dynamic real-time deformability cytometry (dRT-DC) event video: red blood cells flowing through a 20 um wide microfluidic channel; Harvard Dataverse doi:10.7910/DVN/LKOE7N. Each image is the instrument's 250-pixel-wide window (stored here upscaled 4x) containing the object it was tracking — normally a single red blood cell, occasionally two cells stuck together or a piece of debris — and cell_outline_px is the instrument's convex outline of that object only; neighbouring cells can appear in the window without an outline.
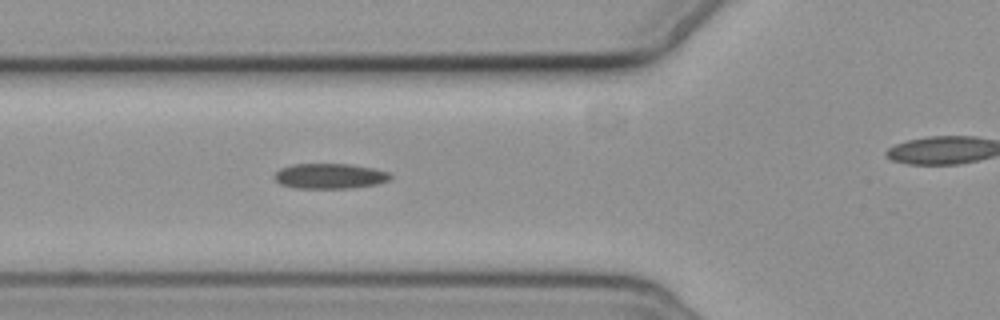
{"species": "common noctule bat (a hibernating species)", "species_latin": "Nyctalus noctula", "temperature_condition": "cold", "stored_images_in_passage": 6, "segment_of_instrument_passage": [1, 2], "camera_frame_rate_fps": 3000, "um_per_image_px": 0.085, "animal": {"sex": "female", "body_mass_g": 19.3, "forearm_length_mm": 54.1}, "frame": {"image": 1, "passage_image": 5, "time_ms": 4.333, "image_size_px": [1000, 320], "cell_outline_px": [[392, 180], [376, 184], [352, 188], [296, 188], [280, 184], [272, 176], [280, 168], [292, 164], [348, 164], [372, 168], [392, 172]], "centroid_in_image_um": [28.06, 14.96], "position_along_channel_um": 97.7, "area_um2": 17.22}}